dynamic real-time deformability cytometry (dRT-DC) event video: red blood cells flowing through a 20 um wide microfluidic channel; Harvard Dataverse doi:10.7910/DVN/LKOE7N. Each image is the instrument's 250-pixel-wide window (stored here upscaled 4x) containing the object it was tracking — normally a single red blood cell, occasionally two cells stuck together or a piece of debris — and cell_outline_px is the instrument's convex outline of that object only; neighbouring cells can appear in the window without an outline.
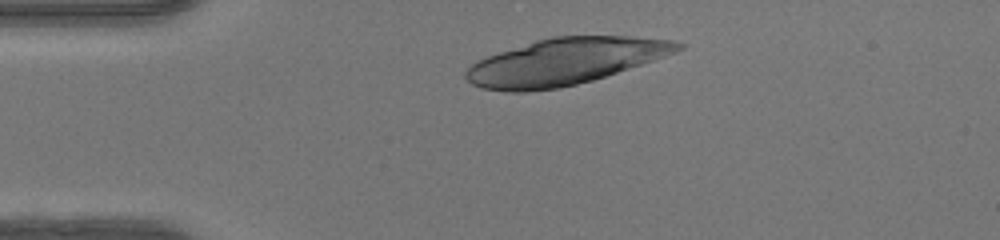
{"species": "human", "species_latin": "Homo sapiens", "temperature_condition": "warm", "stored_images_in_passage": 32, "camera_frame_rate_fps": 3000, "um_per_image_px": 0.085, "donor": {"sex": "female"}, "frame": {"image": 1, "passage_image": 1, "time_ms": 0.0, "image_size_px": [1000, 240], "cell_outline_px": [[684, 48], [676, 52], [592, 80], [560, 88], [524, 92], [508, 92], [480, 88], [472, 84], [464, 76], [464, 72], [472, 64], [488, 56], [536, 40], [552, 36], [632, 36], [676, 40], [684, 44]], "centroid_in_image_um": [48.01, 5.23], "position_along_channel_um": 37.0, "area_um2": 56.99}}